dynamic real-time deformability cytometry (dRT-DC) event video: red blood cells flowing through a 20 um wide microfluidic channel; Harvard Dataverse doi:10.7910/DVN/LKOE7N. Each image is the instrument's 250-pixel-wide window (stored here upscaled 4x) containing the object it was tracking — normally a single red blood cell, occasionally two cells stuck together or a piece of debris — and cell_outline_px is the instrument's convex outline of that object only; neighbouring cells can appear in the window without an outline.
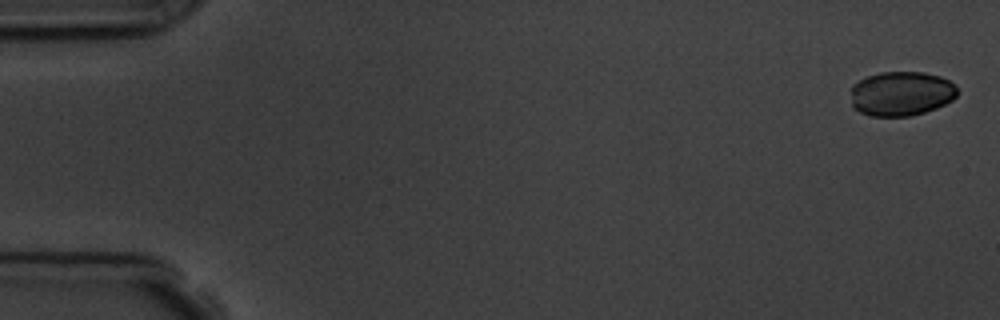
{"species": "common noctule bat (a hibernating species)", "species_latin": "Nyctalus noctula", "temperature_condition": "room temperature", "stored_images_in_passage": 15, "camera_frame_rate_fps": 3000, "um_per_image_px": 0.085, "animal": {"sex": "male", "body_mass_g": 19.5, "forearm_length_mm": 54.6}, "frame": {"image": 1, "passage_image": 1, "time_ms": 0.0, "image_size_px": [1000, 320], "cell_outline_px": [[956, 96], [952, 100], [936, 108], [912, 116], [868, 116], [852, 108], [852, 84], [864, 76], [880, 72], [924, 72], [940, 76], [956, 84]], "centroid_in_image_um": [76.58, 7.95], "position_along_channel_um": 8.4, "area_um2": 27.92}}
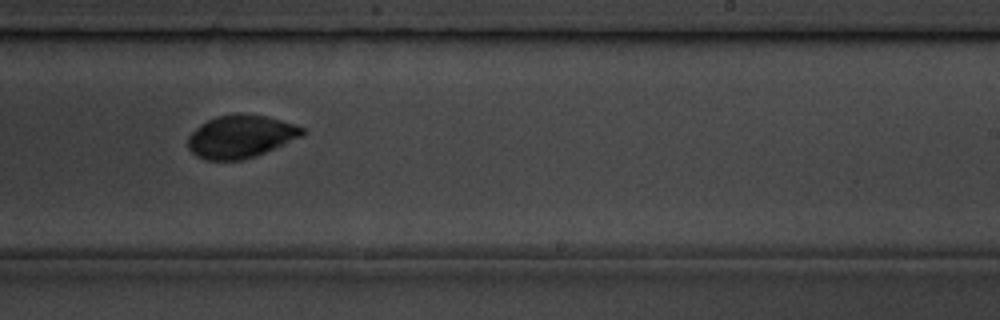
{"frame": {"image": 2, "passage_image": 10, "time_ms": 11.0, "image_size_px": [1000, 320], "cell_outline_px": [[304, 136], [256, 156], [244, 160], [204, 160], [196, 156], [188, 148], [188, 136], [200, 124], [216, 116], [264, 116], [280, 120], [304, 128]], "centroid_in_image_um": [20.44, 11.65], "position_along_channel_um": 268.6, "area_um2": 27.98}}
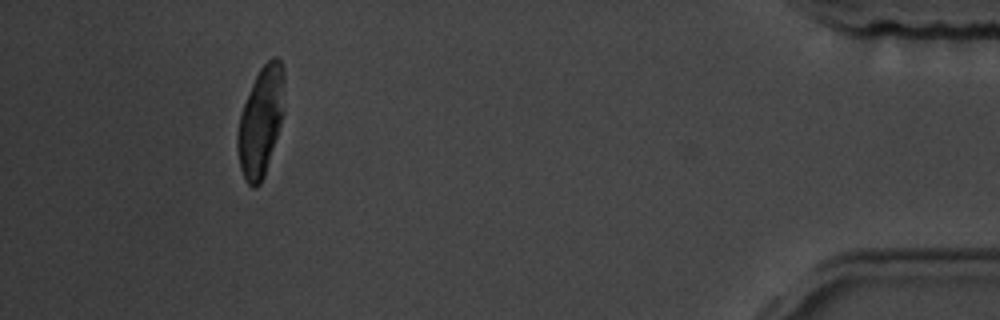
{"frame": {"image": 3, "passage_image": 14, "time_ms": 16.667, "image_size_px": [1000, 320], "cell_outline_px": [[284, 112], [264, 176], [260, 184], [256, 188], [252, 188], [248, 184], [240, 168], [236, 144], [236, 132], [240, 116], [244, 104], [252, 84], [260, 68], [272, 56], [276, 56], [280, 60], [284, 68]], "centroid_in_image_um": [22.17, 10.3], "position_along_channel_um": 413.0, "area_um2": 29.77}, "authors_computed_cell_mechanics": {"area_um2": 28.9578, "velocity_mm_per_s": 3.6698, "shape_relaxation_time_tau1_ms": 1.118, "shape_relaxation_time_tau2_ms": null, "deformation_change_tau1": 0.0244, "deformation_change_tau2": null}}